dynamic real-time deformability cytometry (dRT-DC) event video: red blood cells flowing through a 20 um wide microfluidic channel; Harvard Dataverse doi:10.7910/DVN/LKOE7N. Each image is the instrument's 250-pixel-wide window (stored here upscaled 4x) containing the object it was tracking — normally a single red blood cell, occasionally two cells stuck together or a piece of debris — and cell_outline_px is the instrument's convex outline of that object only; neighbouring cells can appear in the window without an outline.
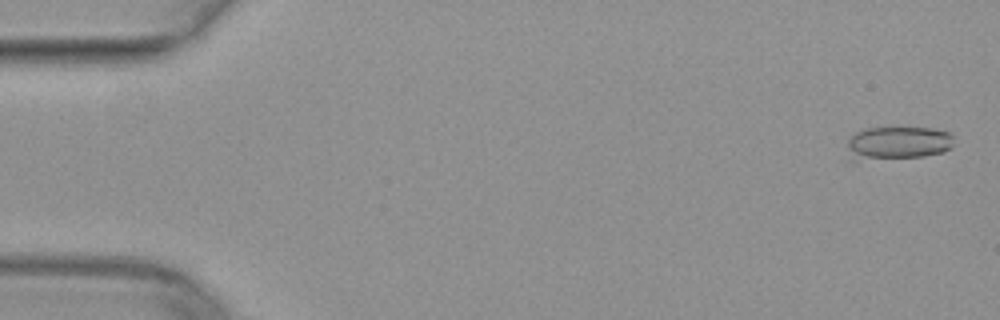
{"species": "common noctule bat (a hibernating species)", "species_latin": "Nyctalus noctula", "temperature_condition": "warm", "stored_images_in_passage": 16, "camera_frame_rate_fps": 3000, "um_per_image_px": 0.085, "animal": {"sex": "female", "body_mass_g": 29.2, "forearm_length_mm": 56.3}, "frame": {"image": 1, "passage_image": 2, "time_ms": 0.333, "image_size_px": [1000, 320], "cell_outline_px": [[952, 148], [944, 152], [924, 156], [852, 160], [848, 148], [848, 140], [856, 132], [864, 128], [932, 128], [948, 132], [952, 136]], "centroid_in_image_um": [76.33, 12.15], "position_along_channel_um": 8.7, "area_um2": 20.4}}
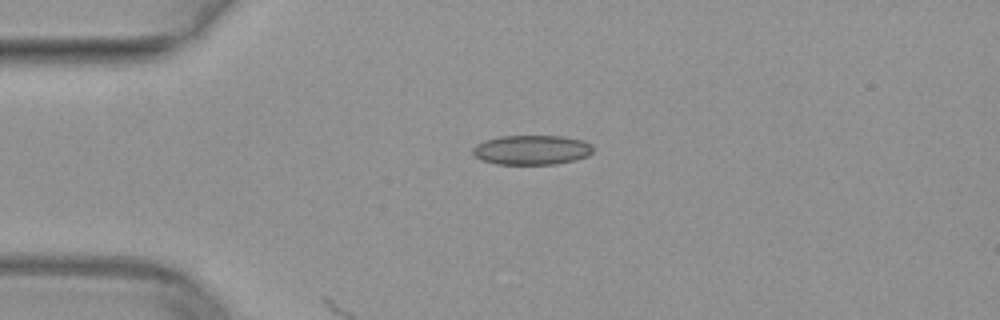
{"frame": {"image": 2, "passage_image": 13, "time_ms": 4.0, "image_size_px": [1000, 320], "cell_outline_px": [[592, 152], [588, 156], [576, 160], [556, 164], [496, 164], [480, 160], [472, 152], [472, 148], [476, 144], [484, 140], [500, 136], [564, 136], [584, 140], [592, 148]], "centroid_in_image_um": [45.17, 12.74], "position_along_channel_um": 39.8, "area_um2": 20.87}}